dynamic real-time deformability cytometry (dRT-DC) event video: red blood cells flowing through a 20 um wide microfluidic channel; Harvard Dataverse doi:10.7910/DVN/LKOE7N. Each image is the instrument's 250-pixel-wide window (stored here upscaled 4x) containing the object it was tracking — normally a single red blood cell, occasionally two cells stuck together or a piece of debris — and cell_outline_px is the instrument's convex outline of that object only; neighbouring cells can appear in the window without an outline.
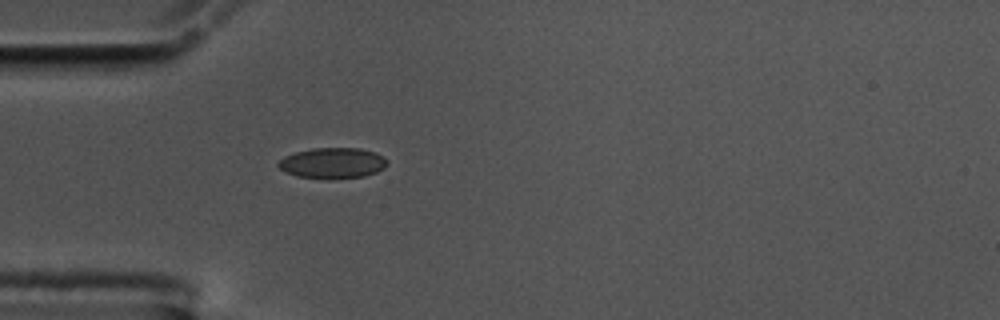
{"species": "common noctule bat (a hibernating species)", "species_latin": "Nyctalus noctula", "temperature_condition": "cold", "stored_images_in_passage": 16, "camera_frame_rate_fps": 3000, "um_per_image_px": 0.085, "animal": {"sex": "male", "body_mass_g": 17.5, "forearm_length_mm": 52.3}, "frame": {"image": 1, "passage_image": 1, "time_ms": 0.0, "image_size_px": [1000, 320], "cell_outline_px": [[388, 164], [384, 168], [376, 172], [364, 176], [296, 176], [284, 172], [276, 164], [284, 156], [296, 152], [312, 148], [360, 148], [376, 152], [384, 156], [388, 160]], "centroid_in_image_um": [28.3, 13.81], "position_along_channel_um": 56.7, "area_um2": 18.9}}
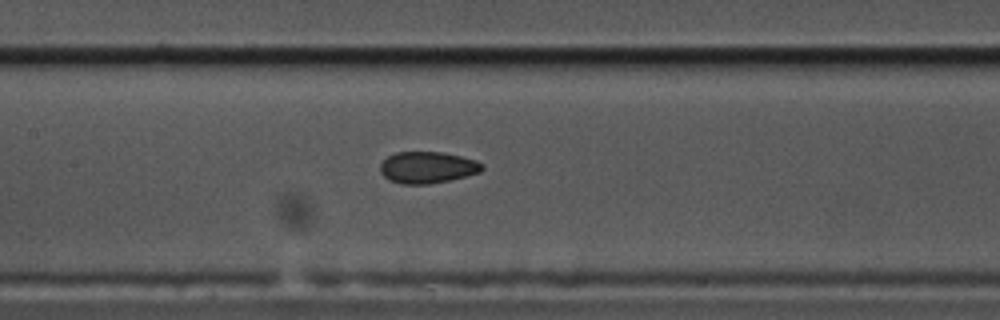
{"frame": {"image": 2, "passage_image": 11, "time_ms": 3.333, "image_size_px": [1000, 320], "cell_outline_px": [[484, 168], [480, 172], [448, 180], [428, 184], [400, 184], [388, 180], [380, 172], [380, 164], [388, 156], [396, 152], [444, 152], [476, 160], [484, 164]], "centroid_in_image_um": [36.32, 14.23], "position_along_channel_um": 171.1, "area_um2": 18.79}}
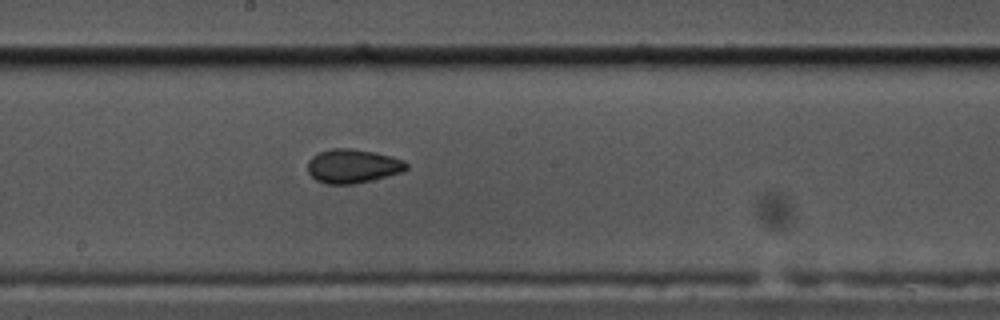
{"frame": {"image": 3, "passage_image": 15, "time_ms": 4.667, "image_size_px": [1000, 320], "cell_outline_px": [[408, 168], [400, 172], [372, 180], [352, 184], [324, 184], [316, 180], [308, 172], [308, 160], [312, 156], [320, 152], [332, 148], [352, 148], [376, 152], [392, 156], [404, 160], [408, 164]], "centroid_in_image_um": [29.98, 14.11], "position_along_channel_um": 218.2, "area_um2": 19.59}}